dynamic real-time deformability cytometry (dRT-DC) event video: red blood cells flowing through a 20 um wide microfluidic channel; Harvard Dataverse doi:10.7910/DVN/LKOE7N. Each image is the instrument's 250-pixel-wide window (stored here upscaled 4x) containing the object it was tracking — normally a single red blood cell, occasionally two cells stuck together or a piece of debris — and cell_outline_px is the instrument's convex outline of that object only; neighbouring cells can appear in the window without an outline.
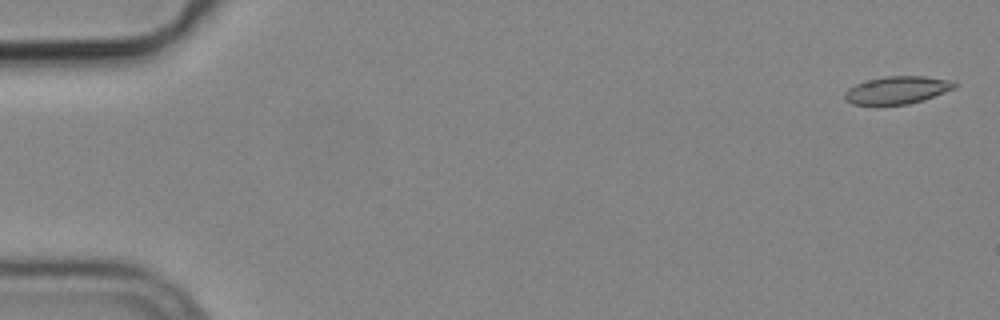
{"species": "common noctule bat (a hibernating species)", "species_latin": "Nyctalus noctula", "temperature_condition": "cold", "stored_images_in_passage": 6, "camera_frame_rate_fps": 3000, "um_per_image_px": 0.085, "animal": {"sex": "male", "body_mass_g": 19.2, "forearm_length_mm": 51.8}, "frame": {"image": 1, "passage_image": 1, "time_ms": 0.0, "image_size_px": [1000, 320], "cell_outline_px": [[956, 88], [924, 100], [908, 104], [852, 104], [844, 100], [844, 92], [848, 88], [856, 84], [868, 80], [884, 76], [924, 76], [956, 80]], "centroid_in_image_um": [76.3, 7.64], "position_along_channel_um": 8.7, "area_um2": 17.8}}
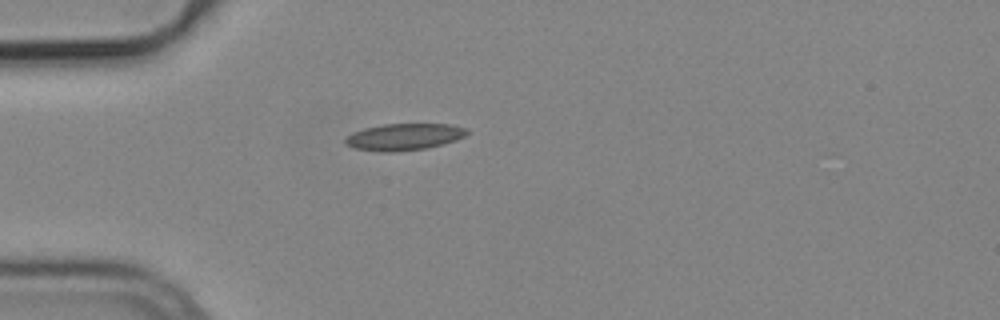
{"frame": {"image": 2, "passage_image": 5, "time_ms": 1.333, "image_size_px": [1000, 320], "cell_outline_px": [[468, 132], [464, 136], [456, 140], [444, 144], [428, 148], [392, 152], [384, 152], [352, 148], [344, 144], [344, 140], [352, 132], [364, 128], [384, 124], [452, 124], [468, 128]], "centroid_in_image_um": [34.35, 11.63], "position_along_channel_um": 50.7, "area_um2": 19.13}}